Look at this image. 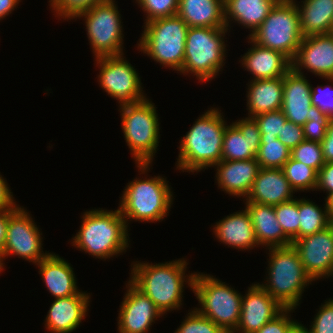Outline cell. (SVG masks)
<instances>
[{"label": "cell", "instance_id": "cell-1", "mask_svg": "<svg viewBox=\"0 0 333 333\" xmlns=\"http://www.w3.org/2000/svg\"><path fill=\"white\" fill-rule=\"evenodd\" d=\"M186 261L182 258L159 264L134 262L130 281L154 302L162 314H167V311L181 308L184 282L192 290L195 272L185 276Z\"/></svg>", "mask_w": 333, "mask_h": 333}, {"label": "cell", "instance_id": "cell-2", "mask_svg": "<svg viewBox=\"0 0 333 333\" xmlns=\"http://www.w3.org/2000/svg\"><path fill=\"white\" fill-rule=\"evenodd\" d=\"M210 108L195 121L181 139L177 169L183 172H199L215 167L222 160V144L227 126L222 113Z\"/></svg>", "mask_w": 333, "mask_h": 333}, {"label": "cell", "instance_id": "cell-3", "mask_svg": "<svg viewBox=\"0 0 333 333\" xmlns=\"http://www.w3.org/2000/svg\"><path fill=\"white\" fill-rule=\"evenodd\" d=\"M82 217L72 246L99 259H109L126 251L130 242L128 227L119 208L115 211L93 209L84 212Z\"/></svg>", "mask_w": 333, "mask_h": 333}, {"label": "cell", "instance_id": "cell-4", "mask_svg": "<svg viewBox=\"0 0 333 333\" xmlns=\"http://www.w3.org/2000/svg\"><path fill=\"white\" fill-rule=\"evenodd\" d=\"M268 276L260 284L283 308L295 310L300 304L304 289L313 282L292 246L270 247Z\"/></svg>", "mask_w": 333, "mask_h": 333}, {"label": "cell", "instance_id": "cell-5", "mask_svg": "<svg viewBox=\"0 0 333 333\" xmlns=\"http://www.w3.org/2000/svg\"><path fill=\"white\" fill-rule=\"evenodd\" d=\"M124 138L131 150L135 164L142 174L153 162L159 146V118L155 105L147 98L143 101L120 106Z\"/></svg>", "mask_w": 333, "mask_h": 333}, {"label": "cell", "instance_id": "cell-6", "mask_svg": "<svg viewBox=\"0 0 333 333\" xmlns=\"http://www.w3.org/2000/svg\"><path fill=\"white\" fill-rule=\"evenodd\" d=\"M136 178L125 187L118 207L121 216L126 221L161 222L165 219L171 204L173 194L166 178L161 176ZM131 219V220H130Z\"/></svg>", "mask_w": 333, "mask_h": 333}, {"label": "cell", "instance_id": "cell-7", "mask_svg": "<svg viewBox=\"0 0 333 333\" xmlns=\"http://www.w3.org/2000/svg\"><path fill=\"white\" fill-rule=\"evenodd\" d=\"M228 30L227 28L189 27L180 73L184 75L191 73L200 82H208L215 78L225 65L224 57L227 50L224 37Z\"/></svg>", "mask_w": 333, "mask_h": 333}, {"label": "cell", "instance_id": "cell-8", "mask_svg": "<svg viewBox=\"0 0 333 333\" xmlns=\"http://www.w3.org/2000/svg\"><path fill=\"white\" fill-rule=\"evenodd\" d=\"M138 49L165 68L177 73L183 67L188 26L178 15L162 17L144 23Z\"/></svg>", "mask_w": 333, "mask_h": 333}, {"label": "cell", "instance_id": "cell-9", "mask_svg": "<svg viewBox=\"0 0 333 333\" xmlns=\"http://www.w3.org/2000/svg\"><path fill=\"white\" fill-rule=\"evenodd\" d=\"M192 291L200 308L195 310L209 318L226 333H233L239 323L242 295L210 274L196 273Z\"/></svg>", "mask_w": 333, "mask_h": 333}, {"label": "cell", "instance_id": "cell-10", "mask_svg": "<svg viewBox=\"0 0 333 333\" xmlns=\"http://www.w3.org/2000/svg\"><path fill=\"white\" fill-rule=\"evenodd\" d=\"M249 38L262 47L282 52L292 60L303 39L295 0H278Z\"/></svg>", "mask_w": 333, "mask_h": 333}, {"label": "cell", "instance_id": "cell-11", "mask_svg": "<svg viewBox=\"0 0 333 333\" xmlns=\"http://www.w3.org/2000/svg\"><path fill=\"white\" fill-rule=\"evenodd\" d=\"M120 15L115 0H106L77 16L86 20V33L95 58L124 55Z\"/></svg>", "mask_w": 333, "mask_h": 333}, {"label": "cell", "instance_id": "cell-12", "mask_svg": "<svg viewBox=\"0 0 333 333\" xmlns=\"http://www.w3.org/2000/svg\"><path fill=\"white\" fill-rule=\"evenodd\" d=\"M123 55L95 58L100 72V87L119 102V106L134 104L146 99L136 69Z\"/></svg>", "mask_w": 333, "mask_h": 333}, {"label": "cell", "instance_id": "cell-13", "mask_svg": "<svg viewBox=\"0 0 333 333\" xmlns=\"http://www.w3.org/2000/svg\"><path fill=\"white\" fill-rule=\"evenodd\" d=\"M28 213L19 205L15 209L9 210L3 254L5 258L16 255L18 258L33 262L36 265L49 252H43L42 232L40 233L38 226Z\"/></svg>", "mask_w": 333, "mask_h": 333}, {"label": "cell", "instance_id": "cell-14", "mask_svg": "<svg viewBox=\"0 0 333 333\" xmlns=\"http://www.w3.org/2000/svg\"><path fill=\"white\" fill-rule=\"evenodd\" d=\"M313 281L333 276V223L292 243Z\"/></svg>", "mask_w": 333, "mask_h": 333}, {"label": "cell", "instance_id": "cell-15", "mask_svg": "<svg viewBox=\"0 0 333 333\" xmlns=\"http://www.w3.org/2000/svg\"><path fill=\"white\" fill-rule=\"evenodd\" d=\"M303 68L333 82V33L303 37L291 69L303 75Z\"/></svg>", "mask_w": 333, "mask_h": 333}, {"label": "cell", "instance_id": "cell-16", "mask_svg": "<svg viewBox=\"0 0 333 333\" xmlns=\"http://www.w3.org/2000/svg\"><path fill=\"white\" fill-rule=\"evenodd\" d=\"M118 316L119 333H148L152 323L163 314L154 302L130 280Z\"/></svg>", "mask_w": 333, "mask_h": 333}, {"label": "cell", "instance_id": "cell-17", "mask_svg": "<svg viewBox=\"0 0 333 333\" xmlns=\"http://www.w3.org/2000/svg\"><path fill=\"white\" fill-rule=\"evenodd\" d=\"M283 309L259 283H254L242 295L240 320L233 333H255Z\"/></svg>", "mask_w": 333, "mask_h": 333}, {"label": "cell", "instance_id": "cell-18", "mask_svg": "<svg viewBox=\"0 0 333 333\" xmlns=\"http://www.w3.org/2000/svg\"><path fill=\"white\" fill-rule=\"evenodd\" d=\"M261 133L253 117H246L227 125L223 136L222 160L240 161L256 158Z\"/></svg>", "mask_w": 333, "mask_h": 333}, {"label": "cell", "instance_id": "cell-19", "mask_svg": "<svg viewBox=\"0 0 333 333\" xmlns=\"http://www.w3.org/2000/svg\"><path fill=\"white\" fill-rule=\"evenodd\" d=\"M90 294L80 292L77 295L54 299L45 319V328L52 333H71L86 317Z\"/></svg>", "mask_w": 333, "mask_h": 333}, {"label": "cell", "instance_id": "cell-20", "mask_svg": "<svg viewBox=\"0 0 333 333\" xmlns=\"http://www.w3.org/2000/svg\"><path fill=\"white\" fill-rule=\"evenodd\" d=\"M306 77L290 69L283 77L281 110L288 121L303 126L312 115L311 87Z\"/></svg>", "mask_w": 333, "mask_h": 333}, {"label": "cell", "instance_id": "cell-21", "mask_svg": "<svg viewBox=\"0 0 333 333\" xmlns=\"http://www.w3.org/2000/svg\"><path fill=\"white\" fill-rule=\"evenodd\" d=\"M293 193L281 168H260L245 200L274 206L292 200Z\"/></svg>", "mask_w": 333, "mask_h": 333}, {"label": "cell", "instance_id": "cell-22", "mask_svg": "<svg viewBox=\"0 0 333 333\" xmlns=\"http://www.w3.org/2000/svg\"><path fill=\"white\" fill-rule=\"evenodd\" d=\"M218 187L229 195L246 198L260 170L256 158L250 160H221L215 165Z\"/></svg>", "mask_w": 333, "mask_h": 333}, {"label": "cell", "instance_id": "cell-23", "mask_svg": "<svg viewBox=\"0 0 333 333\" xmlns=\"http://www.w3.org/2000/svg\"><path fill=\"white\" fill-rule=\"evenodd\" d=\"M248 43H252L250 49L241 56V65H244L254 79H273L284 77L291 69V60L280 51L262 47L253 42L249 37Z\"/></svg>", "mask_w": 333, "mask_h": 333}, {"label": "cell", "instance_id": "cell-24", "mask_svg": "<svg viewBox=\"0 0 333 333\" xmlns=\"http://www.w3.org/2000/svg\"><path fill=\"white\" fill-rule=\"evenodd\" d=\"M213 232L218 241L228 247L238 250L258 247L252 220L246 208L219 220L214 225Z\"/></svg>", "mask_w": 333, "mask_h": 333}, {"label": "cell", "instance_id": "cell-25", "mask_svg": "<svg viewBox=\"0 0 333 333\" xmlns=\"http://www.w3.org/2000/svg\"><path fill=\"white\" fill-rule=\"evenodd\" d=\"M70 265L65 259L51 252L37 263L39 274L55 299L77 295L81 292L78 290L77 280Z\"/></svg>", "mask_w": 333, "mask_h": 333}, {"label": "cell", "instance_id": "cell-26", "mask_svg": "<svg viewBox=\"0 0 333 333\" xmlns=\"http://www.w3.org/2000/svg\"><path fill=\"white\" fill-rule=\"evenodd\" d=\"M250 214L258 245L270 247H286L292 241L284 234L273 205L245 203Z\"/></svg>", "mask_w": 333, "mask_h": 333}, {"label": "cell", "instance_id": "cell-27", "mask_svg": "<svg viewBox=\"0 0 333 333\" xmlns=\"http://www.w3.org/2000/svg\"><path fill=\"white\" fill-rule=\"evenodd\" d=\"M278 0H224V21L226 28L230 21L250 29L253 34L268 16ZM252 32V33H251Z\"/></svg>", "mask_w": 333, "mask_h": 333}, {"label": "cell", "instance_id": "cell-28", "mask_svg": "<svg viewBox=\"0 0 333 333\" xmlns=\"http://www.w3.org/2000/svg\"><path fill=\"white\" fill-rule=\"evenodd\" d=\"M177 15L188 27L226 28L224 0H179Z\"/></svg>", "mask_w": 333, "mask_h": 333}, {"label": "cell", "instance_id": "cell-29", "mask_svg": "<svg viewBox=\"0 0 333 333\" xmlns=\"http://www.w3.org/2000/svg\"><path fill=\"white\" fill-rule=\"evenodd\" d=\"M248 117L281 109L283 77L251 80L247 91Z\"/></svg>", "mask_w": 333, "mask_h": 333}, {"label": "cell", "instance_id": "cell-30", "mask_svg": "<svg viewBox=\"0 0 333 333\" xmlns=\"http://www.w3.org/2000/svg\"><path fill=\"white\" fill-rule=\"evenodd\" d=\"M301 3L296 7L303 37L333 33V0H303Z\"/></svg>", "mask_w": 333, "mask_h": 333}, {"label": "cell", "instance_id": "cell-31", "mask_svg": "<svg viewBox=\"0 0 333 333\" xmlns=\"http://www.w3.org/2000/svg\"><path fill=\"white\" fill-rule=\"evenodd\" d=\"M323 208L309 199H298L299 239L324 230L333 223V219L327 209L326 201Z\"/></svg>", "mask_w": 333, "mask_h": 333}, {"label": "cell", "instance_id": "cell-32", "mask_svg": "<svg viewBox=\"0 0 333 333\" xmlns=\"http://www.w3.org/2000/svg\"><path fill=\"white\" fill-rule=\"evenodd\" d=\"M281 169L295 192L316 190L318 173L313 168L291 157Z\"/></svg>", "mask_w": 333, "mask_h": 333}, {"label": "cell", "instance_id": "cell-33", "mask_svg": "<svg viewBox=\"0 0 333 333\" xmlns=\"http://www.w3.org/2000/svg\"><path fill=\"white\" fill-rule=\"evenodd\" d=\"M291 158V150L278 138H261L256 156L260 168H282Z\"/></svg>", "mask_w": 333, "mask_h": 333}, {"label": "cell", "instance_id": "cell-34", "mask_svg": "<svg viewBox=\"0 0 333 333\" xmlns=\"http://www.w3.org/2000/svg\"><path fill=\"white\" fill-rule=\"evenodd\" d=\"M274 205L277 220L281 225L284 234L292 241L299 239V211L298 199Z\"/></svg>", "mask_w": 333, "mask_h": 333}, {"label": "cell", "instance_id": "cell-35", "mask_svg": "<svg viewBox=\"0 0 333 333\" xmlns=\"http://www.w3.org/2000/svg\"><path fill=\"white\" fill-rule=\"evenodd\" d=\"M291 157L317 173L325 164L321 142L304 140L291 150Z\"/></svg>", "mask_w": 333, "mask_h": 333}, {"label": "cell", "instance_id": "cell-36", "mask_svg": "<svg viewBox=\"0 0 333 333\" xmlns=\"http://www.w3.org/2000/svg\"><path fill=\"white\" fill-rule=\"evenodd\" d=\"M104 1L106 0H49L53 12H56L55 16L67 21L77 19L79 14Z\"/></svg>", "mask_w": 333, "mask_h": 333}, {"label": "cell", "instance_id": "cell-37", "mask_svg": "<svg viewBox=\"0 0 333 333\" xmlns=\"http://www.w3.org/2000/svg\"><path fill=\"white\" fill-rule=\"evenodd\" d=\"M174 333H226L212 320L200 315L195 309L187 314Z\"/></svg>", "mask_w": 333, "mask_h": 333}, {"label": "cell", "instance_id": "cell-38", "mask_svg": "<svg viewBox=\"0 0 333 333\" xmlns=\"http://www.w3.org/2000/svg\"><path fill=\"white\" fill-rule=\"evenodd\" d=\"M258 124L261 138H278L287 121L281 109L260 113L253 117Z\"/></svg>", "mask_w": 333, "mask_h": 333}, {"label": "cell", "instance_id": "cell-39", "mask_svg": "<svg viewBox=\"0 0 333 333\" xmlns=\"http://www.w3.org/2000/svg\"><path fill=\"white\" fill-rule=\"evenodd\" d=\"M146 15L145 23L177 15L179 0H136Z\"/></svg>", "mask_w": 333, "mask_h": 333}, {"label": "cell", "instance_id": "cell-40", "mask_svg": "<svg viewBox=\"0 0 333 333\" xmlns=\"http://www.w3.org/2000/svg\"><path fill=\"white\" fill-rule=\"evenodd\" d=\"M329 116L312 105V115L303 125L304 138L307 141L322 142L327 134Z\"/></svg>", "mask_w": 333, "mask_h": 333}, {"label": "cell", "instance_id": "cell-41", "mask_svg": "<svg viewBox=\"0 0 333 333\" xmlns=\"http://www.w3.org/2000/svg\"><path fill=\"white\" fill-rule=\"evenodd\" d=\"M312 323L310 333H333V299L320 306Z\"/></svg>", "mask_w": 333, "mask_h": 333}, {"label": "cell", "instance_id": "cell-42", "mask_svg": "<svg viewBox=\"0 0 333 333\" xmlns=\"http://www.w3.org/2000/svg\"><path fill=\"white\" fill-rule=\"evenodd\" d=\"M333 85H319L316 88L311 87L312 105L319 108L323 113L333 120Z\"/></svg>", "mask_w": 333, "mask_h": 333}, {"label": "cell", "instance_id": "cell-43", "mask_svg": "<svg viewBox=\"0 0 333 333\" xmlns=\"http://www.w3.org/2000/svg\"><path fill=\"white\" fill-rule=\"evenodd\" d=\"M292 308H284L277 316L268 321L255 333H287L288 330L297 322L291 319ZM290 316V317H289Z\"/></svg>", "mask_w": 333, "mask_h": 333}, {"label": "cell", "instance_id": "cell-44", "mask_svg": "<svg viewBox=\"0 0 333 333\" xmlns=\"http://www.w3.org/2000/svg\"><path fill=\"white\" fill-rule=\"evenodd\" d=\"M278 140L292 150L305 140L303 126L287 120L281 134L278 136Z\"/></svg>", "mask_w": 333, "mask_h": 333}, {"label": "cell", "instance_id": "cell-45", "mask_svg": "<svg viewBox=\"0 0 333 333\" xmlns=\"http://www.w3.org/2000/svg\"><path fill=\"white\" fill-rule=\"evenodd\" d=\"M326 191L327 196L333 193V162H325L318 171L316 191Z\"/></svg>", "mask_w": 333, "mask_h": 333}, {"label": "cell", "instance_id": "cell-46", "mask_svg": "<svg viewBox=\"0 0 333 333\" xmlns=\"http://www.w3.org/2000/svg\"><path fill=\"white\" fill-rule=\"evenodd\" d=\"M11 193L8 183L0 174V210H11L17 207L13 194Z\"/></svg>", "mask_w": 333, "mask_h": 333}, {"label": "cell", "instance_id": "cell-47", "mask_svg": "<svg viewBox=\"0 0 333 333\" xmlns=\"http://www.w3.org/2000/svg\"><path fill=\"white\" fill-rule=\"evenodd\" d=\"M325 162H333V120L329 121L327 134L321 142Z\"/></svg>", "mask_w": 333, "mask_h": 333}, {"label": "cell", "instance_id": "cell-48", "mask_svg": "<svg viewBox=\"0 0 333 333\" xmlns=\"http://www.w3.org/2000/svg\"><path fill=\"white\" fill-rule=\"evenodd\" d=\"M9 219V210H0V251L3 252L6 242V229Z\"/></svg>", "mask_w": 333, "mask_h": 333}, {"label": "cell", "instance_id": "cell-49", "mask_svg": "<svg viewBox=\"0 0 333 333\" xmlns=\"http://www.w3.org/2000/svg\"><path fill=\"white\" fill-rule=\"evenodd\" d=\"M21 0H0V21L12 13Z\"/></svg>", "mask_w": 333, "mask_h": 333}, {"label": "cell", "instance_id": "cell-50", "mask_svg": "<svg viewBox=\"0 0 333 333\" xmlns=\"http://www.w3.org/2000/svg\"><path fill=\"white\" fill-rule=\"evenodd\" d=\"M287 333H310L308 328L303 326L300 322H296Z\"/></svg>", "mask_w": 333, "mask_h": 333}, {"label": "cell", "instance_id": "cell-51", "mask_svg": "<svg viewBox=\"0 0 333 333\" xmlns=\"http://www.w3.org/2000/svg\"><path fill=\"white\" fill-rule=\"evenodd\" d=\"M325 201H326L328 212H329L331 218L333 219V193L329 194L327 196V198L325 197Z\"/></svg>", "mask_w": 333, "mask_h": 333}, {"label": "cell", "instance_id": "cell-52", "mask_svg": "<svg viewBox=\"0 0 333 333\" xmlns=\"http://www.w3.org/2000/svg\"><path fill=\"white\" fill-rule=\"evenodd\" d=\"M4 260H5V255L3 254V252L0 251V273L1 271H3L4 267Z\"/></svg>", "mask_w": 333, "mask_h": 333}]
</instances>
